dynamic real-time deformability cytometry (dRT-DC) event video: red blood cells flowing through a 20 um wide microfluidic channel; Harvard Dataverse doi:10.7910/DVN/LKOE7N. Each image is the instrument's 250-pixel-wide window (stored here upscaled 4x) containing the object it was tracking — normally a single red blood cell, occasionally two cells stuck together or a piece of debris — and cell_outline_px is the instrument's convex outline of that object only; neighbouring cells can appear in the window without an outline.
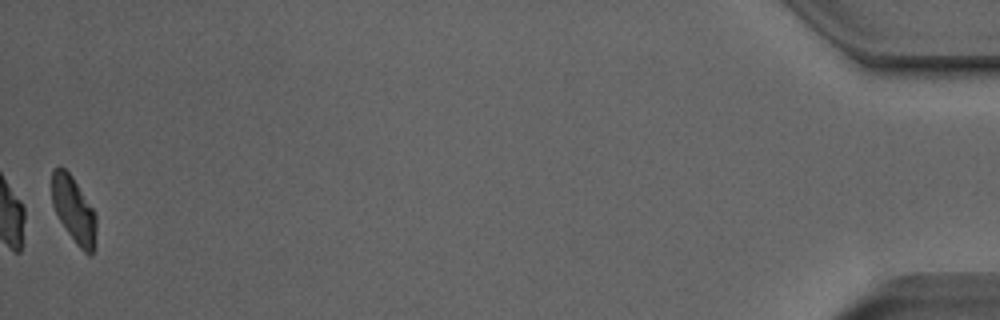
{"species": "Egyptian fruit bat (a non-hibernating species)", "species_latin": "Rousettus aegyptiacus", "temperature_condition": "room temperature", "stored_images_in_passage": 49, "camera_frame_rate_fps": 3000, "um_per_image_px": 0.085, "animal": {"sex": "male"}, "frame": {"image": 1, "passage_image": 49, "time_ms": 16.0, "image_size_px": [1000, 320], "cell_outline_px": [[96, 232], [92, 252], [88, 256], [76, 244], [60, 220], [52, 204], [52, 168], [60, 164], [72, 176], [92, 208], [96, 216]], "centroid_in_image_um": [6.25, 17.79], "position_along_channel_um": 429.0, "area_um2": 16.88}, "authors_computed_cell_mechanics": {"area_um2": 18.7272, "velocity_mm_per_s": 3.9647, "shape_relaxation_time_tau1_ms": 3.2227, "shape_relaxation_time_tau2_ms": 2.5086, "deformation_change_tau1": 0.145, "deformation_change_tau2": 0.0781}}